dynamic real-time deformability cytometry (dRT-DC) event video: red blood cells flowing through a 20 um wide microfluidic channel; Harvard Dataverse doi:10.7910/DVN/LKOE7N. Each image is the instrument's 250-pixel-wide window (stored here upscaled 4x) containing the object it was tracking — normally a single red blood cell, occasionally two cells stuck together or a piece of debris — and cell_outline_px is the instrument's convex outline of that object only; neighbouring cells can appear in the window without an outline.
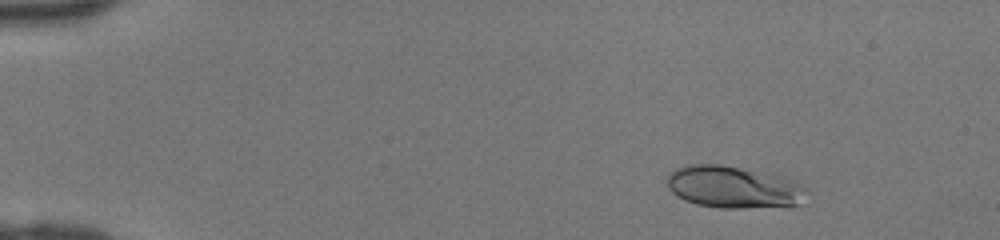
{"species": "human", "species_latin": "Homo sapiens", "temperature_condition": "room temperature", "stored_images_in_passage": 41, "camera_frame_rate_fps": 3000, "um_per_image_px": 0.085, "donor": {"sex": "female"}, "frame": {"image": 1, "passage_image": 1, "time_ms": 0.0, "image_size_px": [1000, 240], "cell_outline_px": [[812, 192], [800, 204], [740, 208], [720, 208], [696, 204], [684, 200], [676, 196], [668, 188], [664, 180], [668, 172], [676, 168], [688, 164], [720, 164], [740, 168], [796, 180]], "centroid_in_image_um": [62.31, 15.9], "position_along_channel_um": 22.7, "area_um2": 34.51}}
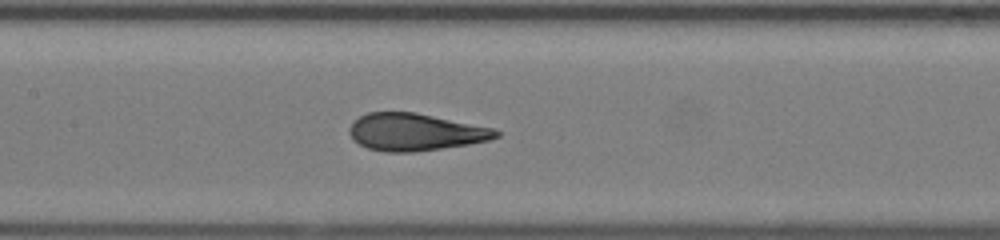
{"frame": {"image": 2, "passage_image": 18, "time_ms": 5.667, "image_size_px": [1000, 240], "cell_outline_px": [[500, 136], [488, 140], [468, 144], [412, 152], [384, 152], [368, 148], [352, 140], [348, 132], [348, 128], [360, 116], [368, 112], [416, 112], [492, 128], [500, 132]], "centroid_in_image_um": [35.25, 11.22], "position_along_channel_um": 172.1, "area_um2": 31.62}}
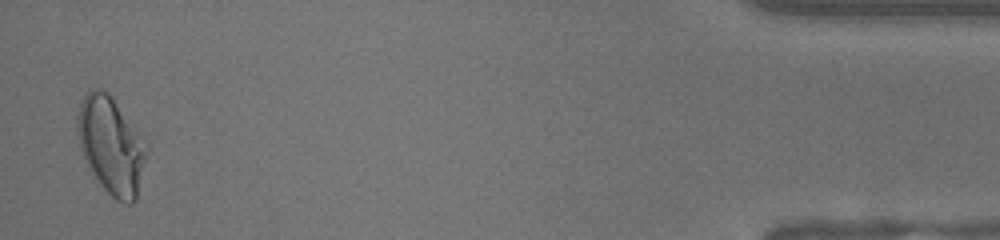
{"frame": {"image": 3, "passage_image": 40, "time_ms": 13.0, "image_size_px": [1000, 240], "cell_outline_px": [[148, 152], [136, 200], [132, 204], [124, 204], [116, 200], [96, 180], [80, 152], [76, 132], [76, 116], [80, 104], [84, 96], [92, 88], [96, 88], [112, 96], [136, 132]], "centroid_in_image_um": [9.39, 12.41], "position_along_channel_um": 425.8, "area_um2": 38.67}}